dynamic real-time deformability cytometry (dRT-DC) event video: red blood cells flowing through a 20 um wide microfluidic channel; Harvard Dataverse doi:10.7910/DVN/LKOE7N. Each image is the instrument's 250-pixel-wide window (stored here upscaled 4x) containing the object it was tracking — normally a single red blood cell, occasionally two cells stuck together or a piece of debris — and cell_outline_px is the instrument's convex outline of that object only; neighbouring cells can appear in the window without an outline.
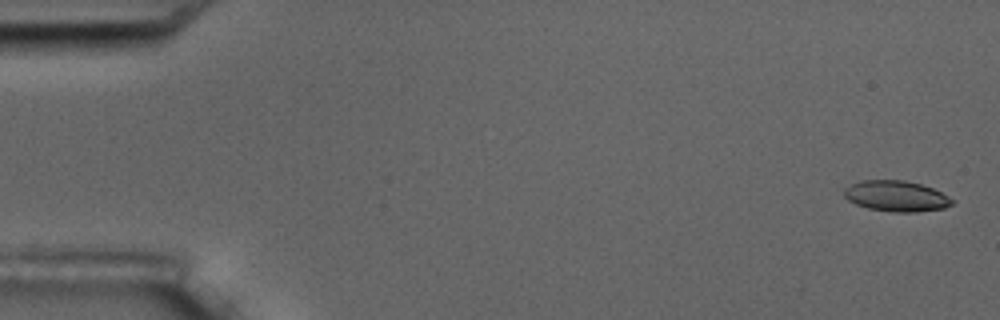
{"species": "common noctule bat (a hibernating species)", "species_latin": "Nyctalus noctula", "temperature_condition": "room temperature", "stored_images_in_passage": 5, "camera_frame_rate_fps": 3000, "um_per_image_px": 0.085, "animal": {"sex": "male", "body_mass_g": 17.5, "forearm_length_mm": 52.3}, "frame": {"image": 1, "passage_image": 1, "time_ms": 0.0, "image_size_px": [1000, 320], "cell_outline_px": [[952, 204], [944, 208], [916, 212], [892, 212], [868, 208], [856, 204], [848, 200], [844, 196], [844, 188], [860, 180], [904, 180], [920, 184], [932, 188], [948, 196], [952, 200]], "centroid_in_image_um": [76.15, 16.67], "position_along_channel_um": 8.8, "area_um2": 19.25}}
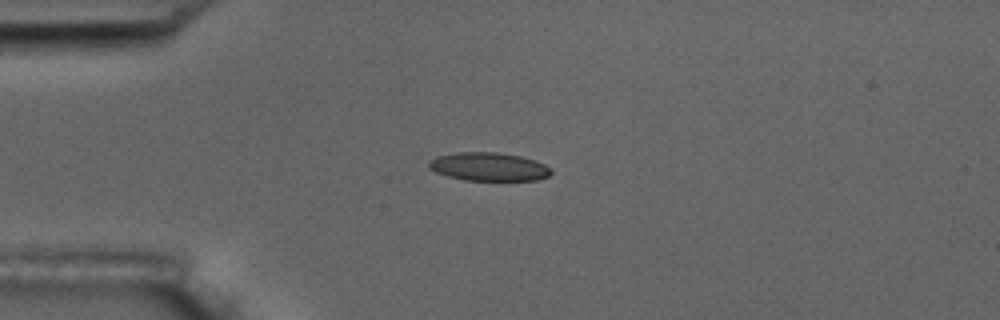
{"frame": {"image": 2, "passage_image": 4, "time_ms": 4.333, "image_size_px": [1000, 320], "cell_outline_px": [[552, 172], [548, 176], [536, 180], [464, 180], [448, 176], [436, 172], [428, 168], [428, 160], [436, 156], [456, 152], [496, 152], [520, 156], [536, 160], [552, 168]], "centroid_in_image_um": [41.53, 14.16], "position_along_channel_um": 43.5, "area_um2": 20.35}}